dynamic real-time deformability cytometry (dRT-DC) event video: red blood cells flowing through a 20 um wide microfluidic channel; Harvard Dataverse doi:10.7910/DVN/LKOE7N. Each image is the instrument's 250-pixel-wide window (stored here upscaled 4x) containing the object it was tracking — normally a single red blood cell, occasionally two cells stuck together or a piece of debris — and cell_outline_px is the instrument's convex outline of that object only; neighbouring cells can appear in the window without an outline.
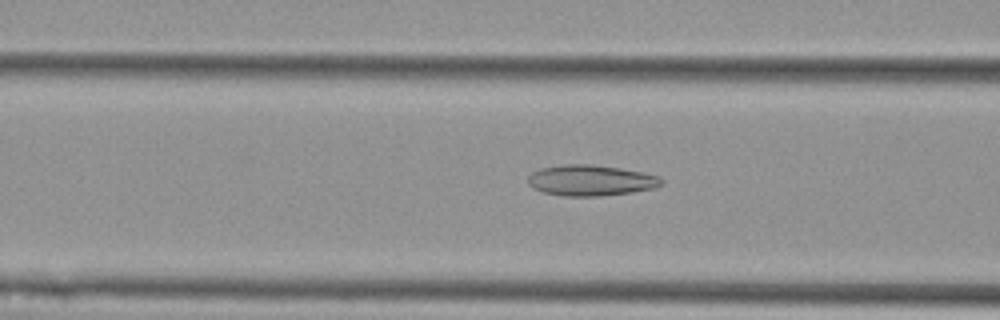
{"species": "Egyptian fruit bat (a non-hibernating species)", "species_latin": "Rousettus aegyptiacus", "temperature_condition": "cold", "stored_images_in_passage": 55, "camera_frame_rate_fps": 3000, "um_per_image_px": 0.085, "animal": {"sex": "female"}, "frame": {"image": 1, "passage_image": 21, "time_ms": 6.667, "image_size_px": [1000, 320], "cell_outline_px": [[664, 184], [656, 188], [632, 192], [596, 196], [564, 196], [544, 192], [532, 188], [528, 184], [528, 176], [532, 172], [540, 168], [564, 164], [592, 164], [620, 168], [644, 172], [660, 176], [664, 180]], "centroid_in_image_um": [50.24, 15.32], "position_along_channel_um": 116.4, "area_um2": 24.22}}
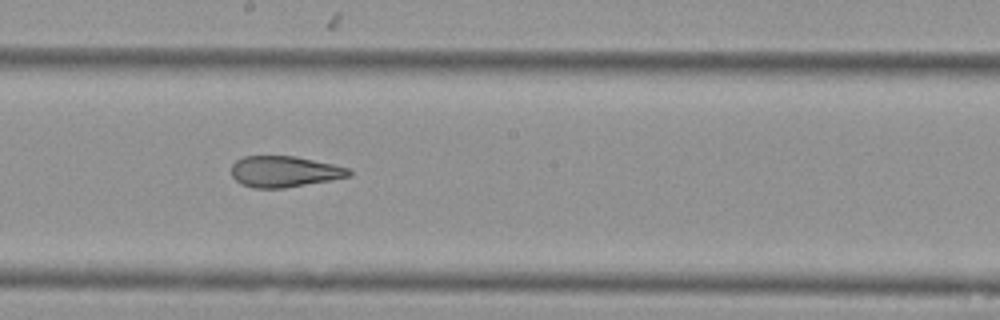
{"frame": {"image": 2, "passage_image": 30, "time_ms": 9.667, "image_size_px": [1000, 320], "cell_outline_px": [[352, 176], [332, 180], [284, 188], [252, 188], [240, 184], [232, 176], [232, 164], [236, 160], [244, 156], [296, 156], [332, 164], [348, 168], [352, 172]], "centroid_in_image_um": [24.17, 14.59], "position_along_channel_um": 224.0, "area_um2": 21.39}}
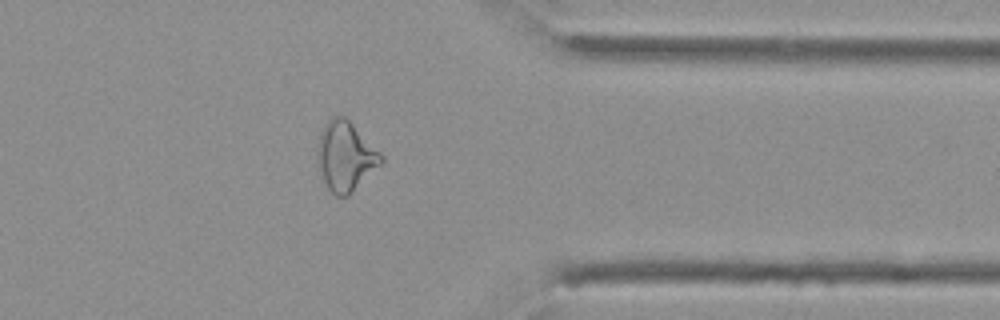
{"frame": {"image": 3, "passage_image": 44, "time_ms": 14.333, "image_size_px": [1000, 320], "cell_outline_px": [[384, 160], [348, 196], [336, 196], [328, 188], [316, 164], [316, 148], [324, 124], [328, 120], [336, 116], [344, 116], [384, 156]], "centroid_in_image_um": [29.33, 13.29], "position_along_channel_um": 382.1, "area_um2": 25.43}, "authors_computed_cell_mechanics": {"area_um2": 25.8366, "velocity_mm_per_s": 3.5927, "shape_relaxation_time_tau1_ms": null, "shape_relaxation_time_tau2_ms": 2.8881, "deformation_change_tau1": null, "deformation_change_tau2": 0.1173}}